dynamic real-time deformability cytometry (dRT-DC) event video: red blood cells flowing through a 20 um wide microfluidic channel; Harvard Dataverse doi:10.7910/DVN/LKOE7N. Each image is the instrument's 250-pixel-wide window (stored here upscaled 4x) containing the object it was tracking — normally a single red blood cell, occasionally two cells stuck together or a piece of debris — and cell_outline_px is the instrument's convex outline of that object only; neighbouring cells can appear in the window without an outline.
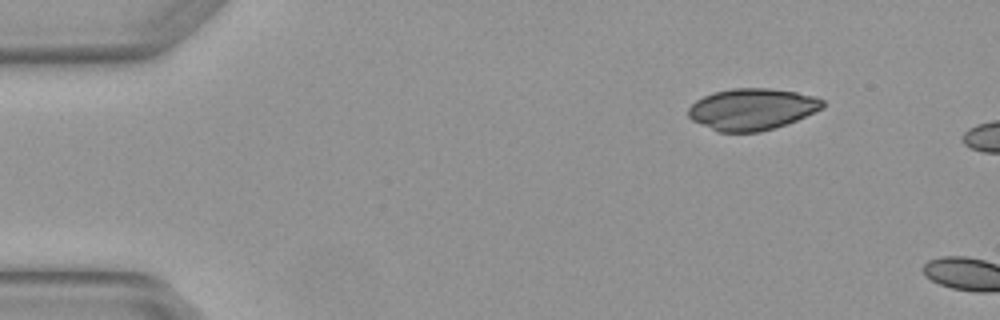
{"species": "Egyptian fruit bat (a non-hibernating species)", "species_latin": "Rousettus aegyptiacus", "temperature_condition": "warm", "stored_images_in_passage": 2, "camera_frame_rate_fps": 3000, "um_per_image_px": 0.085, "animal": {"sex": "female"}, "frame": {"image": 1, "passage_image": 1, "time_ms": 0.0, "image_size_px": [1000, 320], "cell_outline_px": [[824, 104], [820, 108], [788, 124], [760, 132], [720, 132], [692, 120], [688, 116], [688, 108], [696, 100], [704, 96], [716, 92], [732, 88], [768, 88], [796, 92], [816, 96], [824, 100]], "centroid_in_image_um": [63.91, 9.28], "position_along_channel_um": 21.1, "area_um2": 32.25}}